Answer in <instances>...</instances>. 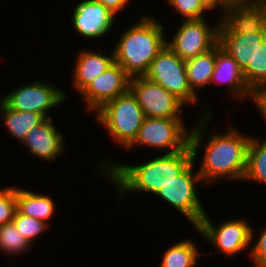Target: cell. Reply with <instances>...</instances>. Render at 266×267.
Segmentation results:
<instances>
[{"label": "cell", "mask_w": 266, "mask_h": 267, "mask_svg": "<svg viewBox=\"0 0 266 267\" xmlns=\"http://www.w3.org/2000/svg\"><path fill=\"white\" fill-rule=\"evenodd\" d=\"M209 107L208 102L204 104L197 115V123L191 127L189 135L193 161H197L199 149H204L201 154L202 160L197 167L203 186L205 183L206 186H211L224 180L241 183L246 170L247 149L251 135L236 129L229 121L226 126L228 129L224 132L217 133L213 130L215 127L209 130V122L213 119Z\"/></svg>", "instance_id": "6da1fadb"}, {"label": "cell", "mask_w": 266, "mask_h": 267, "mask_svg": "<svg viewBox=\"0 0 266 267\" xmlns=\"http://www.w3.org/2000/svg\"><path fill=\"white\" fill-rule=\"evenodd\" d=\"M100 160V164L96 163V173L106 177L115 186L119 196L117 198L123 200L125 196L134 193L154 196L193 162V155L188 145L179 152L156 155L134 165L117 162L106 156Z\"/></svg>", "instance_id": "7a4b0ae2"}, {"label": "cell", "mask_w": 266, "mask_h": 267, "mask_svg": "<svg viewBox=\"0 0 266 267\" xmlns=\"http://www.w3.org/2000/svg\"><path fill=\"white\" fill-rule=\"evenodd\" d=\"M156 18V19H155ZM123 30L113 46L114 62L130 77L145 76L150 64L166 45L165 25L152 13L141 14Z\"/></svg>", "instance_id": "3957f363"}, {"label": "cell", "mask_w": 266, "mask_h": 267, "mask_svg": "<svg viewBox=\"0 0 266 267\" xmlns=\"http://www.w3.org/2000/svg\"><path fill=\"white\" fill-rule=\"evenodd\" d=\"M145 115L131 90L107 102L94 119L105 128L116 145L125 148L134 140Z\"/></svg>", "instance_id": "277c9868"}, {"label": "cell", "mask_w": 266, "mask_h": 267, "mask_svg": "<svg viewBox=\"0 0 266 267\" xmlns=\"http://www.w3.org/2000/svg\"><path fill=\"white\" fill-rule=\"evenodd\" d=\"M185 125V119L145 117L136 137L125 149L130 152L139 145L157 153L159 150L161 154L179 152L189 145L191 128Z\"/></svg>", "instance_id": "5b68a950"}, {"label": "cell", "mask_w": 266, "mask_h": 267, "mask_svg": "<svg viewBox=\"0 0 266 267\" xmlns=\"http://www.w3.org/2000/svg\"><path fill=\"white\" fill-rule=\"evenodd\" d=\"M209 216L206 213L195 230L206 243H210L214 253H223L224 256H230L229 259L243 251L250 255L252 222L249 223L245 217H237L224 220L218 225Z\"/></svg>", "instance_id": "8992f818"}, {"label": "cell", "mask_w": 266, "mask_h": 267, "mask_svg": "<svg viewBox=\"0 0 266 267\" xmlns=\"http://www.w3.org/2000/svg\"><path fill=\"white\" fill-rule=\"evenodd\" d=\"M193 161L176 179L167 183L153 197L162 199L163 203H168L177 212L188 220L195 228L205 216L204 208L198 191V184H203L201 176L194 169ZM196 171H194V170Z\"/></svg>", "instance_id": "52a82bcc"}, {"label": "cell", "mask_w": 266, "mask_h": 267, "mask_svg": "<svg viewBox=\"0 0 266 267\" xmlns=\"http://www.w3.org/2000/svg\"><path fill=\"white\" fill-rule=\"evenodd\" d=\"M44 81L39 79L24 83L6 93L0 100L13 110L36 112L45 118H51V110L65 104L68 94L65 89L54 86L51 81Z\"/></svg>", "instance_id": "ba28073f"}, {"label": "cell", "mask_w": 266, "mask_h": 267, "mask_svg": "<svg viewBox=\"0 0 266 267\" xmlns=\"http://www.w3.org/2000/svg\"><path fill=\"white\" fill-rule=\"evenodd\" d=\"M145 77L165 88L186 106L198 105L200 97L189 87L185 60L174 53L167 44L150 64Z\"/></svg>", "instance_id": "9c48e42d"}, {"label": "cell", "mask_w": 266, "mask_h": 267, "mask_svg": "<svg viewBox=\"0 0 266 267\" xmlns=\"http://www.w3.org/2000/svg\"><path fill=\"white\" fill-rule=\"evenodd\" d=\"M206 18L180 21L172 39L167 37V46L182 60L205 53L218 43L220 17L214 26Z\"/></svg>", "instance_id": "30bf717a"}, {"label": "cell", "mask_w": 266, "mask_h": 267, "mask_svg": "<svg viewBox=\"0 0 266 267\" xmlns=\"http://www.w3.org/2000/svg\"><path fill=\"white\" fill-rule=\"evenodd\" d=\"M130 90L136 96L145 117L185 119L182 113L185 104L145 76L131 78Z\"/></svg>", "instance_id": "8fae6325"}, {"label": "cell", "mask_w": 266, "mask_h": 267, "mask_svg": "<svg viewBox=\"0 0 266 267\" xmlns=\"http://www.w3.org/2000/svg\"><path fill=\"white\" fill-rule=\"evenodd\" d=\"M220 14L218 34H248L266 28V4L262 0L230 1Z\"/></svg>", "instance_id": "7c38bea8"}, {"label": "cell", "mask_w": 266, "mask_h": 267, "mask_svg": "<svg viewBox=\"0 0 266 267\" xmlns=\"http://www.w3.org/2000/svg\"><path fill=\"white\" fill-rule=\"evenodd\" d=\"M131 78L124 69L113 62L103 73L93 79L79 94L84 100V109L93 115L107 102L130 90Z\"/></svg>", "instance_id": "4fadbf2b"}, {"label": "cell", "mask_w": 266, "mask_h": 267, "mask_svg": "<svg viewBox=\"0 0 266 267\" xmlns=\"http://www.w3.org/2000/svg\"><path fill=\"white\" fill-rule=\"evenodd\" d=\"M74 9V10H73ZM72 9V26L74 31L86 40H95L111 33L117 15L102 3L95 0L79 1Z\"/></svg>", "instance_id": "5bb4252c"}, {"label": "cell", "mask_w": 266, "mask_h": 267, "mask_svg": "<svg viewBox=\"0 0 266 267\" xmlns=\"http://www.w3.org/2000/svg\"><path fill=\"white\" fill-rule=\"evenodd\" d=\"M54 117L46 118L38 126L32 128L21 142L30 153L40 161L53 162L67 150L65 146V134L59 132L54 123ZM23 143V144H22Z\"/></svg>", "instance_id": "9a60e30c"}, {"label": "cell", "mask_w": 266, "mask_h": 267, "mask_svg": "<svg viewBox=\"0 0 266 267\" xmlns=\"http://www.w3.org/2000/svg\"><path fill=\"white\" fill-rule=\"evenodd\" d=\"M220 84L226 87V92L233 95L235 101L244 102V99H252L253 91L244 80L243 71L237 62L221 48L220 44L215 45V68L212 74L210 85ZM236 97V98H235ZM239 99V100H238Z\"/></svg>", "instance_id": "2e32d148"}, {"label": "cell", "mask_w": 266, "mask_h": 267, "mask_svg": "<svg viewBox=\"0 0 266 267\" xmlns=\"http://www.w3.org/2000/svg\"><path fill=\"white\" fill-rule=\"evenodd\" d=\"M100 50L82 49L78 52L71 81L76 93L80 94L89 83L103 73L113 62V50L108 54Z\"/></svg>", "instance_id": "e0dca14e"}, {"label": "cell", "mask_w": 266, "mask_h": 267, "mask_svg": "<svg viewBox=\"0 0 266 267\" xmlns=\"http://www.w3.org/2000/svg\"><path fill=\"white\" fill-rule=\"evenodd\" d=\"M265 38L266 28L257 33L218 34V43L243 71L248 63H252L256 49Z\"/></svg>", "instance_id": "ac0fdd59"}, {"label": "cell", "mask_w": 266, "mask_h": 267, "mask_svg": "<svg viewBox=\"0 0 266 267\" xmlns=\"http://www.w3.org/2000/svg\"><path fill=\"white\" fill-rule=\"evenodd\" d=\"M55 204L54 198L47 194L16 186V210L22 215L34 217L51 226L50 220L55 216L56 211Z\"/></svg>", "instance_id": "d6986e66"}, {"label": "cell", "mask_w": 266, "mask_h": 267, "mask_svg": "<svg viewBox=\"0 0 266 267\" xmlns=\"http://www.w3.org/2000/svg\"><path fill=\"white\" fill-rule=\"evenodd\" d=\"M0 122L4 129L19 142L27 136L29 131L42 123L46 118L36 112H22L7 107L0 100Z\"/></svg>", "instance_id": "ffe728a7"}, {"label": "cell", "mask_w": 266, "mask_h": 267, "mask_svg": "<svg viewBox=\"0 0 266 267\" xmlns=\"http://www.w3.org/2000/svg\"><path fill=\"white\" fill-rule=\"evenodd\" d=\"M185 65L189 87L199 96L198 92L208 88L212 78L215 68V46L205 53L186 60Z\"/></svg>", "instance_id": "44dd1931"}, {"label": "cell", "mask_w": 266, "mask_h": 267, "mask_svg": "<svg viewBox=\"0 0 266 267\" xmlns=\"http://www.w3.org/2000/svg\"><path fill=\"white\" fill-rule=\"evenodd\" d=\"M159 267H195L201 258L200 246L192 239H182L169 245Z\"/></svg>", "instance_id": "7402d4cb"}, {"label": "cell", "mask_w": 266, "mask_h": 267, "mask_svg": "<svg viewBox=\"0 0 266 267\" xmlns=\"http://www.w3.org/2000/svg\"><path fill=\"white\" fill-rule=\"evenodd\" d=\"M243 181L266 185V136L264 139L251 136Z\"/></svg>", "instance_id": "603a6c76"}, {"label": "cell", "mask_w": 266, "mask_h": 267, "mask_svg": "<svg viewBox=\"0 0 266 267\" xmlns=\"http://www.w3.org/2000/svg\"><path fill=\"white\" fill-rule=\"evenodd\" d=\"M32 245L17 231L13 222L0 226V252L5 255L22 256L32 250Z\"/></svg>", "instance_id": "cb8c5ba5"}, {"label": "cell", "mask_w": 266, "mask_h": 267, "mask_svg": "<svg viewBox=\"0 0 266 267\" xmlns=\"http://www.w3.org/2000/svg\"><path fill=\"white\" fill-rule=\"evenodd\" d=\"M244 80L248 87L254 91L266 85V38L256 49L252 63L243 70Z\"/></svg>", "instance_id": "d4e9b609"}, {"label": "cell", "mask_w": 266, "mask_h": 267, "mask_svg": "<svg viewBox=\"0 0 266 267\" xmlns=\"http://www.w3.org/2000/svg\"><path fill=\"white\" fill-rule=\"evenodd\" d=\"M12 222L14 223L17 231H19L32 246H34L36 238L38 239L40 235L43 236V234L50 229V225L44 221L35 219L31 216L22 215L17 210L15 211Z\"/></svg>", "instance_id": "484cf974"}, {"label": "cell", "mask_w": 266, "mask_h": 267, "mask_svg": "<svg viewBox=\"0 0 266 267\" xmlns=\"http://www.w3.org/2000/svg\"><path fill=\"white\" fill-rule=\"evenodd\" d=\"M182 20H195L205 18V14L213 11L204 0H165Z\"/></svg>", "instance_id": "4316f807"}, {"label": "cell", "mask_w": 266, "mask_h": 267, "mask_svg": "<svg viewBox=\"0 0 266 267\" xmlns=\"http://www.w3.org/2000/svg\"><path fill=\"white\" fill-rule=\"evenodd\" d=\"M16 211V186L0 188V226L10 223Z\"/></svg>", "instance_id": "83f0119b"}, {"label": "cell", "mask_w": 266, "mask_h": 267, "mask_svg": "<svg viewBox=\"0 0 266 267\" xmlns=\"http://www.w3.org/2000/svg\"><path fill=\"white\" fill-rule=\"evenodd\" d=\"M253 227L254 226H252L251 231L252 248L250 250L249 259L252 261L253 267H266V226L264 225L265 228H262L260 232L258 231L257 234L259 236H257V240H255V232L257 231H254Z\"/></svg>", "instance_id": "f1b7e54d"}, {"label": "cell", "mask_w": 266, "mask_h": 267, "mask_svg": "<svg viewBox=\"0 0 266 267\" xmlns=\"http://www.w3.org/2000/svg\"><path fill=\"white\" fill-rule=\"evenodd\" d=\"M251 102L256 105L258 113L266 122V85L259 86L253 91Z\"/></svg>", "instance_id": "f546056e"}, {"label": "cell", "mask_w": 266, "mask_h": 267, "mask_svg": "<svg viewBox=\"0 0 266 267\" xmlns=\"http://www.w3.org/2000/svg\"><path fill=\"white\" fill-rule=\"evenodd\" d=\"M102 3L106 8L110 9L113 13L118 15L125 10L131 0H95Z\"/></svg>", "instance_id": "4dcf8cb0"}, {"label": "cell", "mask_w": 266, "mask_h": 267, "mask_svg": "<svg viewBox=\"0 0 266 267\" xmlns=\"http://www.w3.org/2000/svg\"><path fill=\"white\" fill-rule=\"evenodd\" d=\"M204 1L214 12H215V9L221 12L223 8L230 1H237V0H204Z\"/></svg>", "instance_id": "1f68e13d"}]
</instances>
